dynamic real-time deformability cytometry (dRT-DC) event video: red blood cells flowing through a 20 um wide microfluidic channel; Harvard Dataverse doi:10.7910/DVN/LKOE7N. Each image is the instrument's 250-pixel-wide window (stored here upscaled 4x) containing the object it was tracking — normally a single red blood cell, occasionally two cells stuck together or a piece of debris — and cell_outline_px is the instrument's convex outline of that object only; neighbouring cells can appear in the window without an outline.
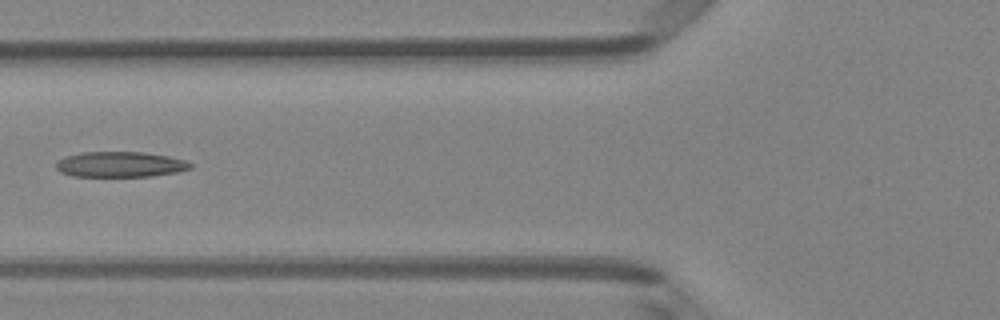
{"species": "Egyptian fruit bat (a non-hibernating species)", "species_latin": "Rousettus aegyptiacus", "temperature_condition": "room temperature", "stored_images_in_passage": 7, "camera_frame_rate_fps": 3000, "um_per_image_px": 0.085, "animal": {"sex": "female"}, "frame": {"image": 1, "passage_image": 6, "time_ms": 5.667, "image_size_px": [1000, 320], "cell_outline_px": [[196, 164], [192, 168], [176, 172], [152, 176], [72, 176], [60, 172], [56, 168], [56, 160], [64, 156], [80, 152], [144, 152], [168, 156], [188, 160]], "centroid_in_image_um": [10.24, 13.96], "position_along_channel_um": 115.6, "area_um2": 20.23}}
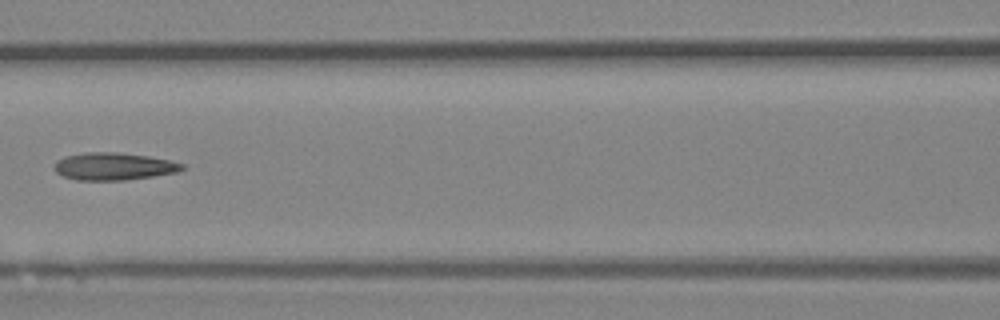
{"frame": {"image": 2, "passage_image": 7, "time_ms": 6.667, "image_size_px": [1000, 320], "cell_outline_px": [[184, 168], [176, 172], [152, 176], [124, 180], [76, 180], [64, 176], [56, 172], [52, 168], [56, 160], [64, 156], [84, 152], [120, 152], [148, 156], [172, 160], [184, 164]], "centroid_in_image_um": [9.63, 14.13], "position_along_channel_um": 157.0, "area_um2": 20.58}}